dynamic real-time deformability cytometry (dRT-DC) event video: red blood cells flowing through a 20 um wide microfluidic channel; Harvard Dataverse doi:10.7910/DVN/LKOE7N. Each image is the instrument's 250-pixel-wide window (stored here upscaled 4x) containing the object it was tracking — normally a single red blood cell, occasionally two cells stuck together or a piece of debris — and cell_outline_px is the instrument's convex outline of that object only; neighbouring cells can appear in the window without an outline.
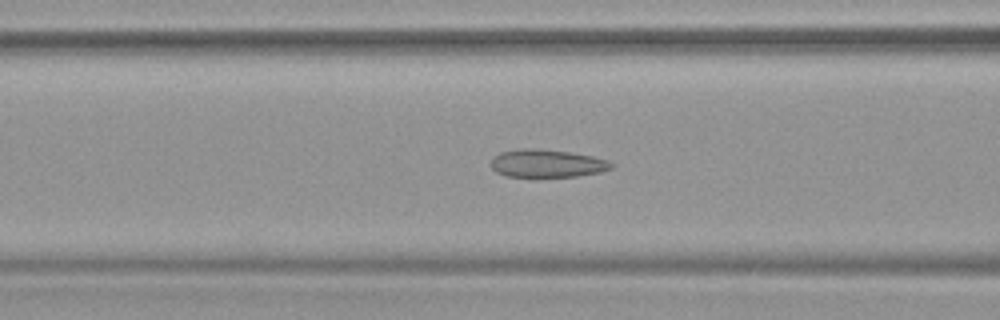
{"species": "common noctule bat (a hibernating species)", "species_latin": "Nyctalus noctula", "temperature_condition": "warm", "stored_images_in_passage": 54, "camera_frame_rate_fps": 3000, "um_per_image_px": 0.085, "animal": {"sex": "female", "body_mass_g": 19.9}, "frame": {"image": 1, "passage_image": 22, "time_ms": 7.0, "image_size_px": [1000, 320], "cell_outline_px": [[616, 164], [612, 168], [600, 172], [576, 176], [536, 180], [532, 180], [504, 176], [496, 172], [492, 168], [492, 160], [500, 152], [520, 148], [536, 148], [568, 152], [592, 156], [608, 160]], "centroid_in_image_um": [46.47, 13.94], "position_along_channel_um": 120.1, "area_um2": 20.52}}
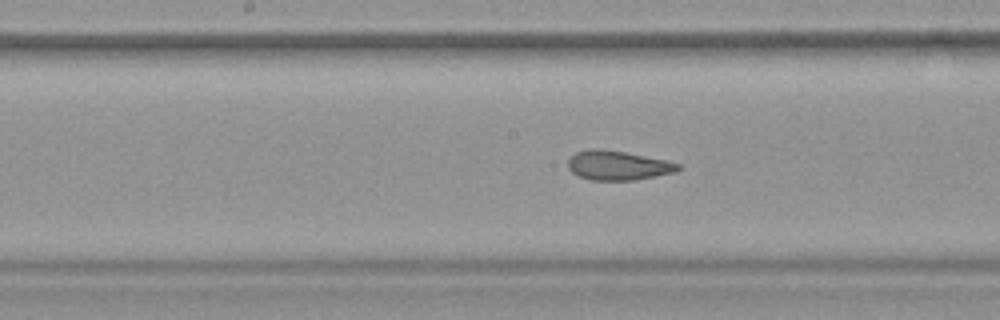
{"frame": {"image": 2, "passage_image": 28, "time_ms": 9.0, "image_size_px": [1000, 320], "cell_outline_px": [[680, 168], [676, 172], [636, 180], [592, 180], [580, 176], [572, 172], [568, 168], [568, 160], [576, 152], [588, 148], [596, 148], [624, 152], [668, 160], [680, 164]], "centroid_in_image_um": [52.54, 14.06], "position_along_channel_um": 195.7, "area_um2": 18.84}}
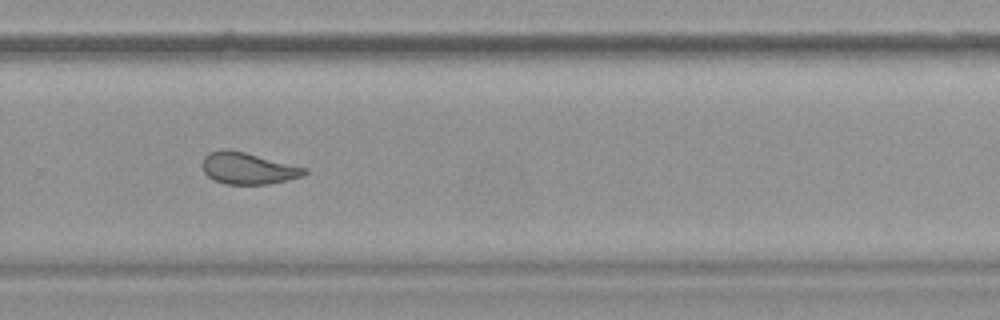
{"frame": {"image": 3, "passage_image": 37, "time_ms": 12.0, "image_size_px": [1000, 320], "cell_outline_px": [[308, 172], [304, 176], [268, 184], [224, 184], [208, 176], [204, 172], [200, 164], [204, 156], [208, 152], [220, 148], [228, 148], [308, 168]], "centroid_in_image_um": [21.05, 14.29], "position_along_channel_um": 308.8, "area_um2": 19.07}, "authors_computed_cell_mechanics": {"area_um2": 21.386, "velocity_mm_per_s": 3.7841, "shape_relaxation_time_tau1_ms": 5.3938, "shape_relaxation_time_tau2_ms": 1.1012, "deformation_change_tau1": 0.1233, "deformation_change_tau2": 0.064}}